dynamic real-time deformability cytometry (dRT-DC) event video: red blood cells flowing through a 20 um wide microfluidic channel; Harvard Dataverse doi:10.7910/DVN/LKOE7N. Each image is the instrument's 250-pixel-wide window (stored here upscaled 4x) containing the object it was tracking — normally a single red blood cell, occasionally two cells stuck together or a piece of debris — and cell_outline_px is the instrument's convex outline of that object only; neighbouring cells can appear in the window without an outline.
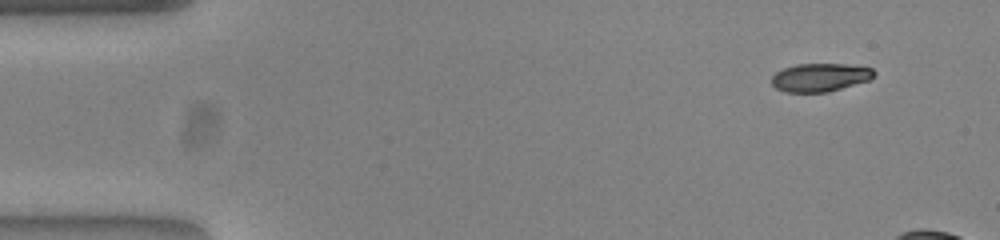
{"species": "common noctule bat (a hibernating species)", "species_latin": "Nyctalus noctula", "temperature_condition": "warm", "stored_images_in_passage": 10, "camera_frame_rate_fps": 3000, "um_per_image_px": 0.085, "animal": {"sex": "female", "body_mass_g": 23.0, "forearm_length_mm": 53.4}, "frame": {"image": 1, "passage_image": 1, "time_ms": 0.0, "image_size_px": [1000, 240], "cell_outline_px": [[876, 72], [868, 80], [828, 92], [784, 92], [776, 88], [772, 84], [772, 76], [776, 72], [784, 68], [796, 64], [844, 64], [872, 68]], "centroid_in_image_um": [69.67, 6.58], "position_along_channel_um": 15.3, "area_um2": 16.7}}